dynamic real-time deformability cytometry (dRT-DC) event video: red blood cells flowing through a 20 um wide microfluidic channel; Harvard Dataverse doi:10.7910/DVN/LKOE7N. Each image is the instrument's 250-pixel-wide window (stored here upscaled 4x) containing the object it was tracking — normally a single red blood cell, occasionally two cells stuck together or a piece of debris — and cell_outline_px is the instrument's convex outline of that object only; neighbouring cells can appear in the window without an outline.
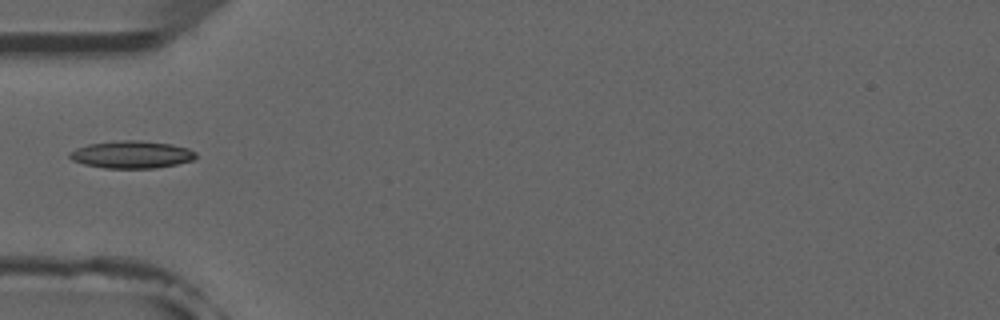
{"species": "common noctule bat (a hibernating species)", "species_latin": "Nyctalus noctula", "temperature_condition": "room temperature", "stored_images_in_passage": 5, "camera_frame_rate_fps": 3000, "um_per_image_px": 0.085, "animal": {"sex": "male", "forearm_length_mm": 52.5}, "frame": {"image": 1, "passage_image": 5, "time_ms": 5.667, "image_size_px": [1000, 320], "cell_outline_px": [[196, 156], [192, 160], [176, 164], [156, 168], [104, 168], [84, 164], [72, 160], [68, 156], [68, 152], [76, 148], [88, 144], [120, 140], [140, 140], [172, 144], [188, 148], [196, 152]], "centroid_in_image_um": [11.17, 13.13], "position_along_channel_um": 73.8, "area_um2": 20.23}}